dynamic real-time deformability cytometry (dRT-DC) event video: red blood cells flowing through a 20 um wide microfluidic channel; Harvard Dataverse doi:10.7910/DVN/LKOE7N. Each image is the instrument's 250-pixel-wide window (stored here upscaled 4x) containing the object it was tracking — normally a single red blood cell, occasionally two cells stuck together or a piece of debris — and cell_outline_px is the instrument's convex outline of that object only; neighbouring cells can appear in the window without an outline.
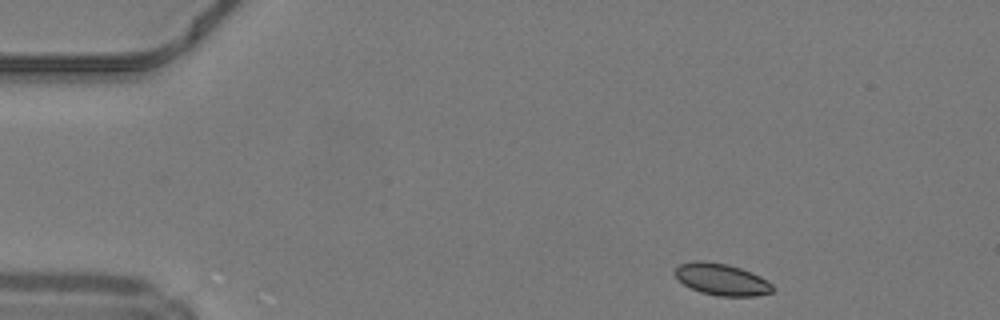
{"species": "common noctule bat (a hibernating species)", "species_latin": "Nyctalus noctula", "temperature_condition": "warm", "stored_images_in_passage": 43, "camera_frame_rate_fps": 3000, "um_per_image_px": 0.085, "animal": {"sex": "male", "body_mass_g": 19.2, "forearm_length_mm": 51.8}, "frame": {"image": 1, "passage_image": 1, "time_ms": 0.0, "image_size_px": [1000, 320], "cell_outline_px": [[776, 288], [772, 292], [756, 296], [716, 296], [700, 292], [684, 284], [672, 272], [680, 264], [692, 260], [704, 260], [728, 264], [752, 272], [760, 276], [772, 284]], "centroid_in_image_um": [61.34, 23.74], "position_along_channel_um": 23.7, "area_um2": 18.26}}
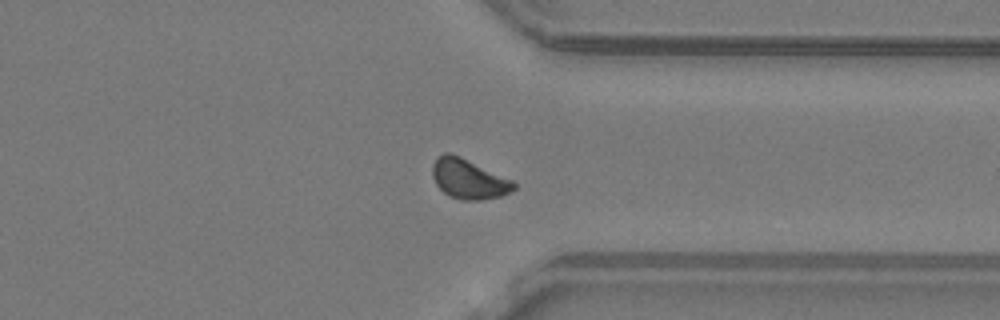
{"frame": {"image": 2, "passage_image": 32, "time_ms": 10.333, "image_size_px": [1000, 320], "cell_outline_px": [[516, 188], [500, 196], [480, 200], [460, 200], [448, 196], [436, 184], [432, 176], [432, 164], [436, 156], [444, 152], [448, 152], [460, 156], [512, 180], [516, 184]], "centroid_in_image_um": [39.79, 15.2], "position_along_channel_um": 371.6, "area_um2": 18.9}}
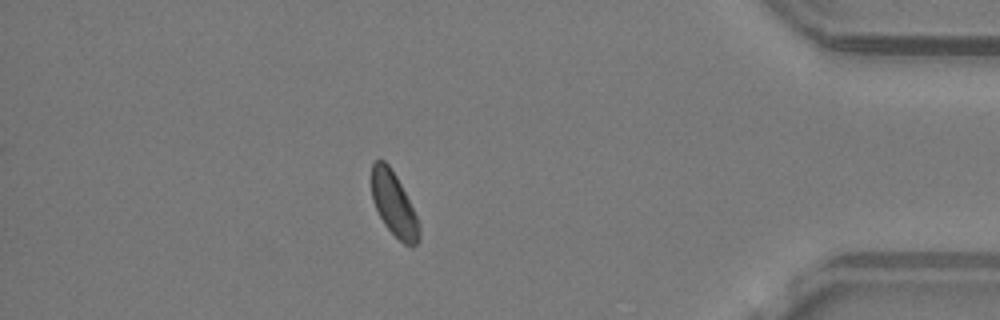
{"frame": {"image": 3, "passage_image": 37, "time_ms": 12.0, "image_size_px": [1000, 320], "cell_outline_px": [[420, 240], [412, 248], [404, 244], [384, 224], [372, 200], [372, 164], [376, 160], [384, 160], [388, 164], [396, 176], [420, 224]], "centroid_in_image_um": [33.49, 17.39], "position_along_channel_um": 401.7, "area_um2": 17.4}, "authors_computed_cell_mechanics": {"area_um2": 18.2648, "velocity_mm_per_s": 4.1948, "shape_relaxation_time_tau1_ms": 5.6633, "shape_relaxation_time_tau2_ms": 10.6813, "deformation_change_tau1": 0.0756, "deformation_change_tau2": 0.1308}}